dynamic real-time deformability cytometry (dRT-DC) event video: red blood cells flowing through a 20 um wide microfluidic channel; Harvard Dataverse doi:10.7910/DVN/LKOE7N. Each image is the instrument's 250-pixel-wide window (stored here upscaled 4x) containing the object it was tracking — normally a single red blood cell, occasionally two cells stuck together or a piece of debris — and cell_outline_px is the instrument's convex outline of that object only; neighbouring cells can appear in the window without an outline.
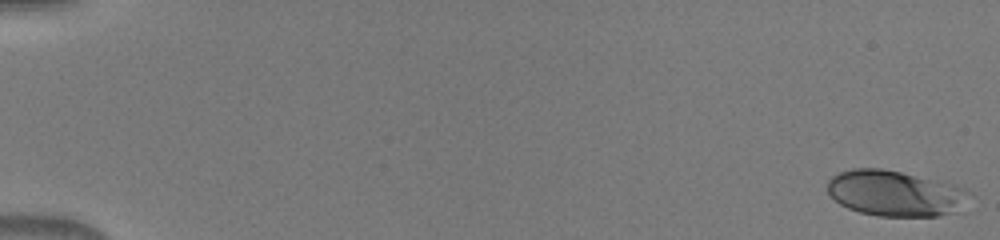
{"species": "human", "species_latin": "Homo sapiens", "temperature_condition": "warm", "stored_images_in_passage": 50, "camera_frame_rate_fps": 3000, "um_per_image_px": 0.085, "donor": {"sex": "male"}, "frame": {"image": 1, "passage_image": 1, "time_ms": 0.0, "image_size_px": [1000, 240], "cell_outline_px": [[976, 196], [960, 212], [936, 216], [880, 216], [860, 212], [848, 208], [840, 204], [828, 192], [828, 180], [832, 176], [840, 172], [852, 168], [880, 168], [900, 172], [956, 184], [972, 192]], "centroid_in_image_um": [76.22, 16.44], "position_along_channel_um": 8.8, "area_um2": 38.44}}
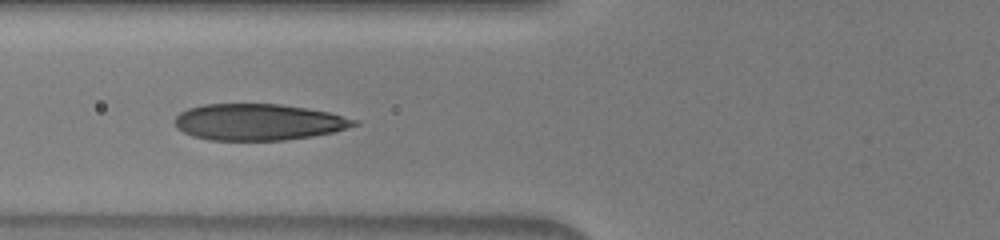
{"frame": {"image": 2, "passage_image": 21, "time_ms": 6.667, "image_size_px": [1000, 240], "cell_outline_px": [[360, 124], [332, 132], [312, 136], [284, 140], [208, 140], [192, 136], [176, 128], [176, 116], [180, 112], [188, 108], [204, 104], [280, 104], [328, 112], [360, 120]], "centroid_in_image_um": [21.97, 10.37], "position_along_channel_um": 103.8, "area_um2": 37.97}}
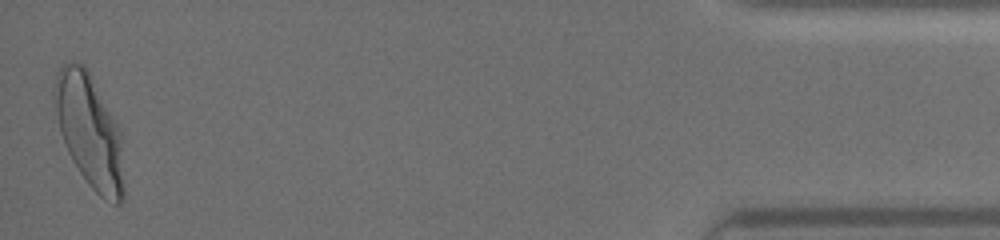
{"frame": {"image": 3, "passage_image": 50, "time_ms": 16.333, "image_size_px": [1000, 240], "cell_outline_px": [[124, 196], [120, 204], [116, 204], [104, 200], [88, 184], [72, 160], [68, 152], [60, 128], [56, 112], [52, 92], [56, 72], [68, 60], [84, 64], [116, 120], [120, 132], [124, 188]], "centroid_in_image_um": [7.6, 11.12], "position_along_channel_um": 427.6, "area_um2": 45.49}}